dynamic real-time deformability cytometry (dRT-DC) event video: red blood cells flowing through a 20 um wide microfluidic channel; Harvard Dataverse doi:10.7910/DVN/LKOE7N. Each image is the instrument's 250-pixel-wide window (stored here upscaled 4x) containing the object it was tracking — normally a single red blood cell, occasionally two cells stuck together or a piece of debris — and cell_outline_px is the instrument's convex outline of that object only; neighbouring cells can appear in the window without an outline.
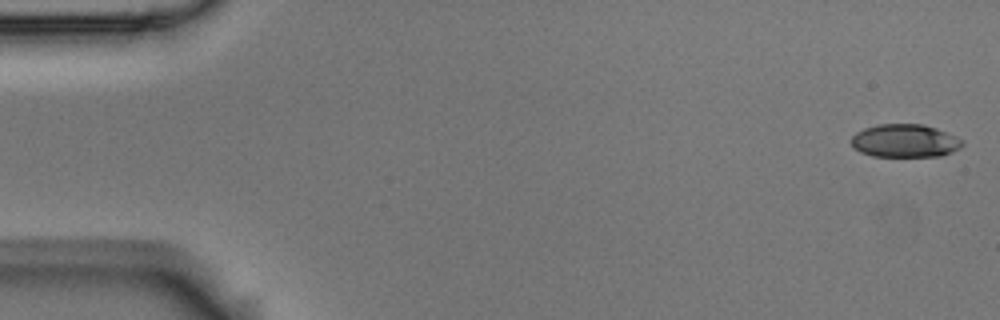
{"species": "Egyptian fruit bat (a non-hibernating species)", "species_latin": "Rousettus aegyptiacus", "temperature_condition": "room temperature", "stored_images_in_passage": 6, "camera_frame_rate_fps": 3000, "um_per_image_px": 0.085, "animal": {"sex": "male"}, "frame": {"image": 1, "passage_image": 1, "time_ms": 0.0, "image_size_px": [1000, 320], "cell_outline_px": [[964, 144], [960, 148], [952, 152], [940, 156], [872, 156], [860, 152], [852, 144], [852, 136], [856, 132], [864, 128], [876, 124], [924, 124], [936, 128], [956, 136], [964, 140]], "centroid_in_image_um": [76.94, 11.96], "position_along_channel_um": 8.1, "area_um2": 21.5}}
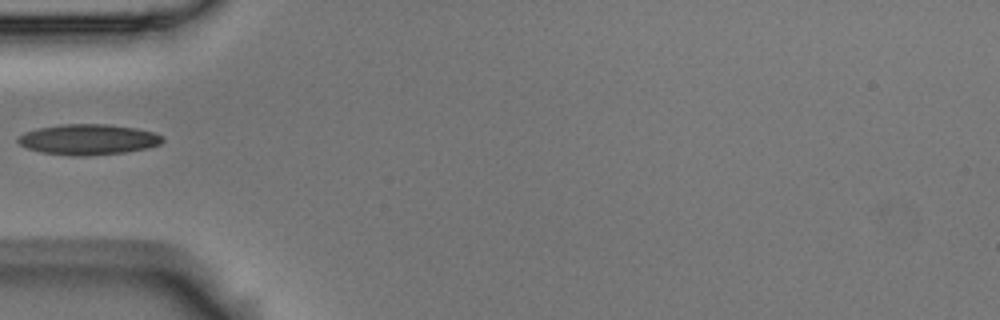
{"frame": {"image": 2, "passage_image": 5, "time_ms": 1.333, "image_size_px": [1000, 320], "cell_outline_px": [[164, 140], [160, 144], [148, 148], [124, 152], [88, 156], [72, 156], [40, 152], [28, 148], [20, 144], [16, 140], [16, 136], [24, 132], [36, 128], [60, 124], [108, 124], [136, 128], [152, 132], [164, 136]], "centroid_in_image_um": [7.47, 11.85], "position_along_channel_um": 77.5, "area_um2": 26.01}}
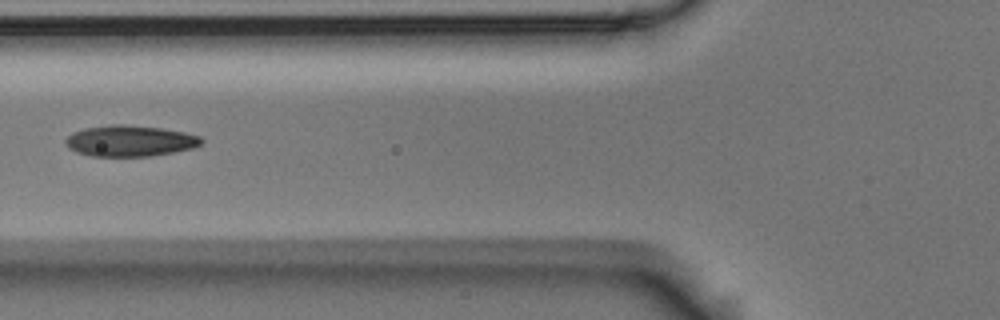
{"frame": {"image": 3, "passage_image": 6, "time_ms": 1.667, "image_size_px": [1000, 320], "cell_outline_px": [[204, 140], [200, 144], [192, 148], [152, 156], [92, 156], [76, 152], [68, 148], [64, 140], [72, 132], [84, 128], [112, 124], [124, 124], [160, 128], [184, 132], [200, 136]], "centroid_in_image_um": [11.01, 11.97], "position_along_channel_um": 114.8, "area_um2": 24.57}}